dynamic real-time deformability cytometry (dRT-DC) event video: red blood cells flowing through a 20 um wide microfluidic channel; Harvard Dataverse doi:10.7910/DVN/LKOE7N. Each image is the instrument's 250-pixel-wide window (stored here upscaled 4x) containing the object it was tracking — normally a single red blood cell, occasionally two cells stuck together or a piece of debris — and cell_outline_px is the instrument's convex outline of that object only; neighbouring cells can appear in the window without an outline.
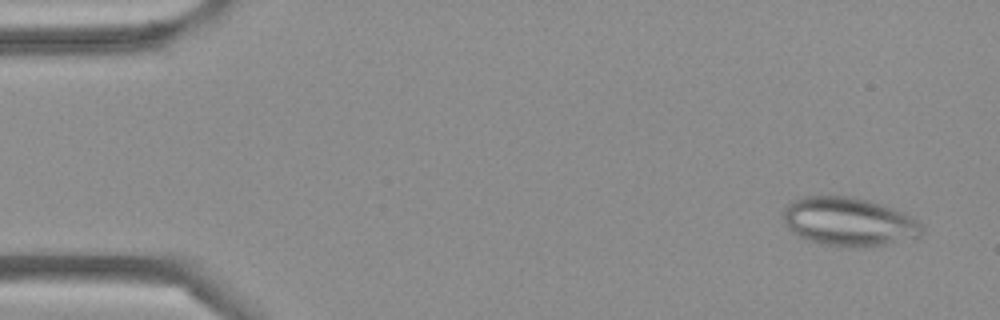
{"species": "Egyptian fruit bat (a non-hibernating species)", "species_latin": "Rousettus aegyptiacus", "temperature_condition": "cold", "stored_images_in_passage": 4, "camera_frame_rate_fps": 3000, "um_per_image_px": 0.085, "frame": {"image": 1, "passage_image": 1, "time_ms": 0.0, "image_size_px": [1000, 320], "cell_outline_px": [[924, 232], [920, 236], [884, 244], [860, 248], [848, 248], [820, 244], [808, 240], [792, 232], [788, 228], [784, 220], [784, 208], [792, 200], [804, 196], [852, 196], [868, 200], [892, 208], [912, 216], [924, 228]], "centroid_in_image_um": [72.13, 18.85], "position_along_channel_um": 12.9, "area_um2": 39.42}}